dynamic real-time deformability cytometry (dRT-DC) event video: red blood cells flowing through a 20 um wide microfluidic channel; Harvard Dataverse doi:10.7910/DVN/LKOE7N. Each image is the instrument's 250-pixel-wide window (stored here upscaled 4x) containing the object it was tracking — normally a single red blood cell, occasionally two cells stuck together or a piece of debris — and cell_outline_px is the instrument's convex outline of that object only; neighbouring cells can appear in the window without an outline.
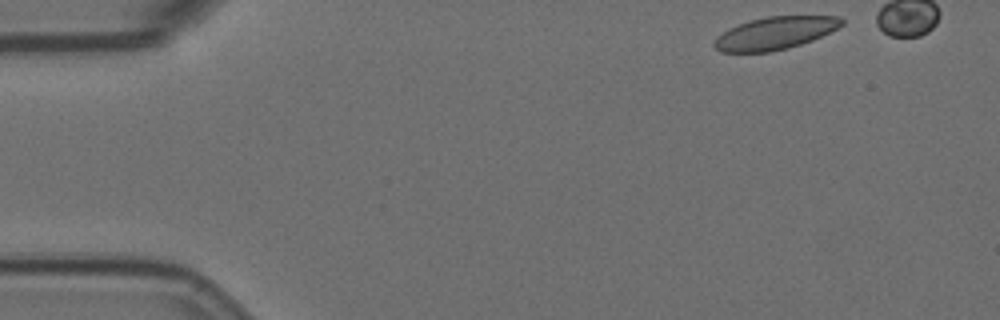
{"species": "Egyptian fruit bat (a non-hibernating species)", "species_latin": "Rousettus aegyptiacus", "temperature_condition": "room temperature", "stored_images_in_passage": 20, "camera_frame_rate_fps": 3000, "um_per_image_px": 0.085, "animal": {"sex": "female"}, "frame": {"image": 1, "passage_image": 1, "time_ms": 0.0, "image_size_px": [1000, 320], "cell_outline_px": [[844, 24], [812, 40], [788, 48], [772, 52], [720, 52], [712, 44], [728, 28], [748, 20], [768, 16], [840, 16], [844, 20]], "centroid_in_image_um": [65.87, 2.81], "position_along_channel_um": 19.1, "area_um2": 24.04}}
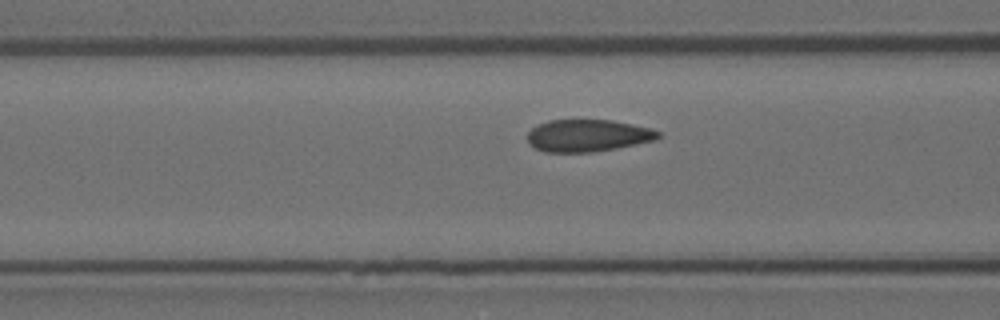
{"frame": {"image": 2, "passage_image": 17, "time_ms": 5.333, "image_size_px": [1000, 320], "cell_outline_px": [[660, 136], [656, 140], [616, 148], [592, 152], [544, 152], [532, 148], [528, 144], [528, 132], [536, 124], [548, 120], [612, 120], [652, 128], [660, 132]], "centroid_in_image_um": [49.93, 11.52], "position_along_channel_um": 116.7, "area_um2": 24.74}}